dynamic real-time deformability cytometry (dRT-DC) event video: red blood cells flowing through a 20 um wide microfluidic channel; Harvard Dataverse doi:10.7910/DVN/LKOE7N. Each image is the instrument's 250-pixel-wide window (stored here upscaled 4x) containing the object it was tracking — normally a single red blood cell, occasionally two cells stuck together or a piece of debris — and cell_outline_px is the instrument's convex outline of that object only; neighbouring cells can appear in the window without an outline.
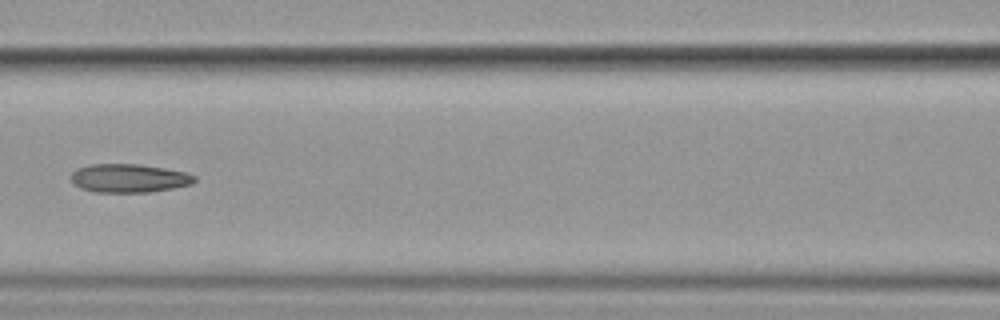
{"species": "common noctule bat (a hibernating species)", "species_latin": "Nyctalus noctula", "temperature_condition": "cold", "stored_images_in_passage": 11, "camera_frame_rate_fps": 3000, "um_per_image_px": 0.085, "animal": {"sex": "female", "body_mass_g": 19.9}, "frame": {"image": 1, "passage_image": 7, "time_ms": 8.333, "image_size_px": [1000, 320], "cell_outline_px": [[196, 180], [192, 184], [172, 188], [148, 192], [96, 192], [80, 188], [72, 184], [72, 172], [76, 168], [88, 164], [140, 164], [164, 168], [184, 172], [196, 176]], "centroid_in_image_um": [10.93, 15.14], "position_along_channel_um": 155.7, "area_um2": 20.58}}
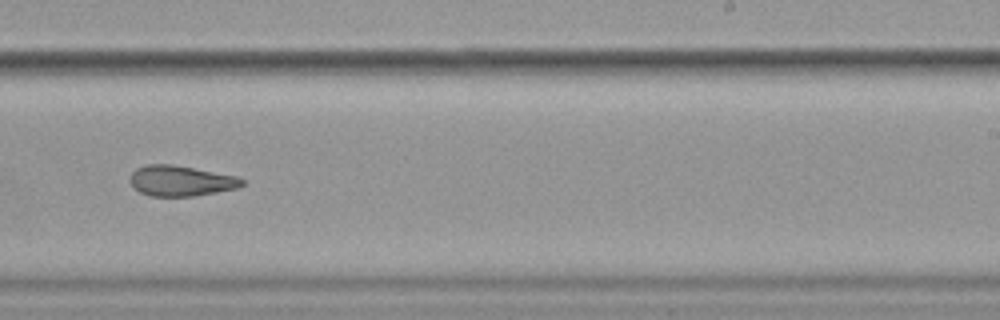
{"frame": {"image": 2, "passage_image": 10, "time_ms": 11.667, "image_size_px": [1000, 320], "cell_outline_px": [[244, 184], [236, 188], [216, 192], [192, 196], [152, 196], [140, 192], [132, 188], [132, 172], [136, 168], [148, 164], [172, 164], [236, 176], [244, 180]], "centroid_in_image_um": [15.36, 15.37], "position_along_channel_um": 273.6, "area_um2": 19.65}}
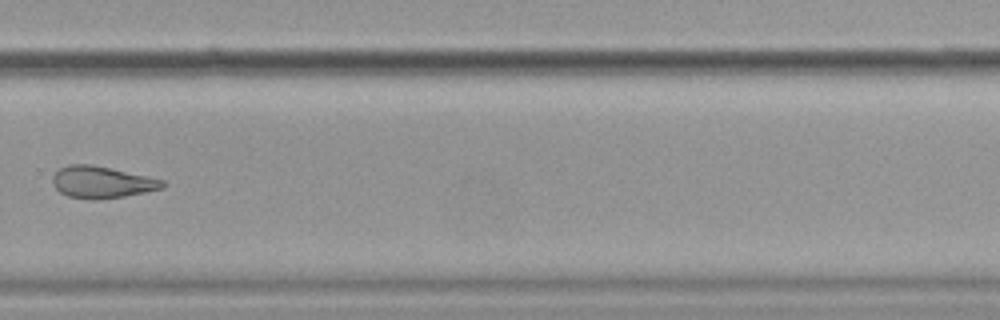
{"frame": {"image": 3, "passage_image": 11, "time_ms": 13.0, "image_size_px": [1000, 320], "cell_outline_px": [[168, 184], [164, 188], [124, 196], [68, 196], [60, 192], [52, 184], [52, 176], [60, 168], [68, 164], [92, 164], [148, 176], [164, 180]], "centroid_in_image_um": [8.69, 15.42], "position_along_channel_um": 321.1, "area_um2": 19.65}}